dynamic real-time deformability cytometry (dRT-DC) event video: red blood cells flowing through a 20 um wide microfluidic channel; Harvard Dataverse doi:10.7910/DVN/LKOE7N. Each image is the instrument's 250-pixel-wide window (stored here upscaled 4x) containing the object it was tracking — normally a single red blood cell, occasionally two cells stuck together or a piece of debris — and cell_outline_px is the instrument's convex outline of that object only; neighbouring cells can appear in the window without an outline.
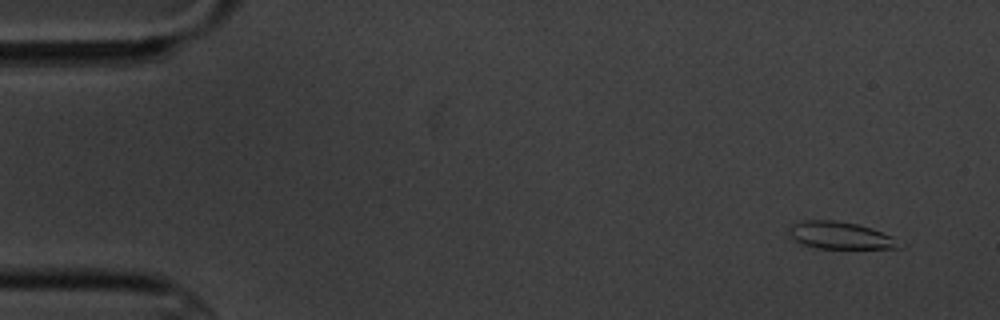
{"species": "common noctule bat (a hibernating species)", "species_latin": "Nyctalus noctula", "temperature_condition": "cold", "stored_images_in_passage": 5, "camera_frame_rate_fps": 3000, "um_per_image_px": 0.085, "animal": {"sex": "male", "body_mass_g": 20.1, "forearm_length_mm": 53.5}, "frame": {"image": 1, "passage_image": 1, "time_ms": 0.0, "image_size_px": [1000, 320], "cell_outline_px": [[900, 248], [820, 248], [804, 244], [788, 236], [788, 228], [792, 224], [804, 220], [832, 220], [856, 224], [872, 228], [892, 236], [900, 244]], "centroid_in_image_um": [71.38, 20.0], "position_along_channel_um": 13.6, "area_um2": 17.22}}